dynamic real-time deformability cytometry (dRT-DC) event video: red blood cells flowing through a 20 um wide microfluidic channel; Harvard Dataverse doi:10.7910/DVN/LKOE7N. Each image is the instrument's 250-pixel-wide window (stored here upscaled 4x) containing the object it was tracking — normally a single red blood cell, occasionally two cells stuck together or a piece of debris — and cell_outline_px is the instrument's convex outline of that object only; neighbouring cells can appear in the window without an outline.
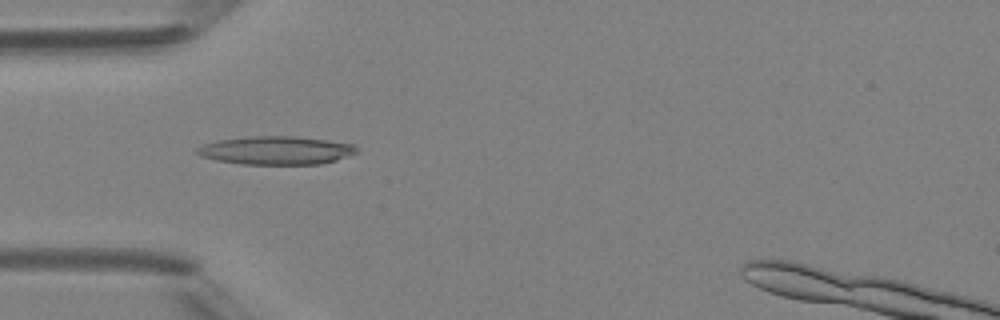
{"species": "Egyptian fruit bat (a non-hibernating species)", "species_latin": "Rousettus aegyptiacus", "temperature_condition": "room temperature", "stored_images_in_passage": 3, "camera_frame_rate_fps": 3000, "um_per_image_px": 0.085, "animal": {"sex": "female"}, "frame": {"image": 1, "passage_image": 1, "time_ms": 0.0, "image_size_px": [1000, 320], "cell_outline_px": [[360, 152], [336, 160], [320, 164], [244, 164], [216, 160], [200, 156], [196, 152], [196, 148], [204, 144], [220, 140], [252, 136], [296, 136], [352, 144]], "centroid_in_image_um": [23.47, 12.78], "position_along_channel_um": 61.5, "area_um2": 26.13}}
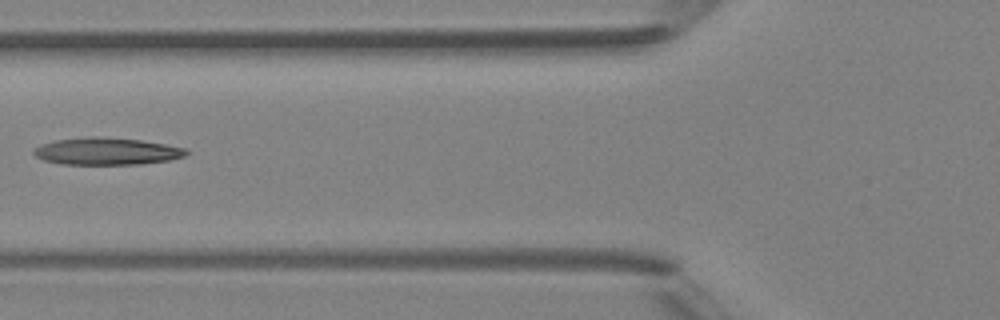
{"frame": {"image": 2, "passage_image": 2, "time_ms": 1.333, "image_size_px": [1000, 320], "cell_outline_px": [[188, 152], [184, 156], [168, 160], [140, 164], [60, 164], [44, 160], [36, 156], [32, 152], [40, 144], [52, 140], [88, 136], [96, 136], [140, 140], [188, 148]], "centroid_in_image_um": [9.04, 12.85], "position_along_channel_um": 116.8, "area_um2": 24.16}}
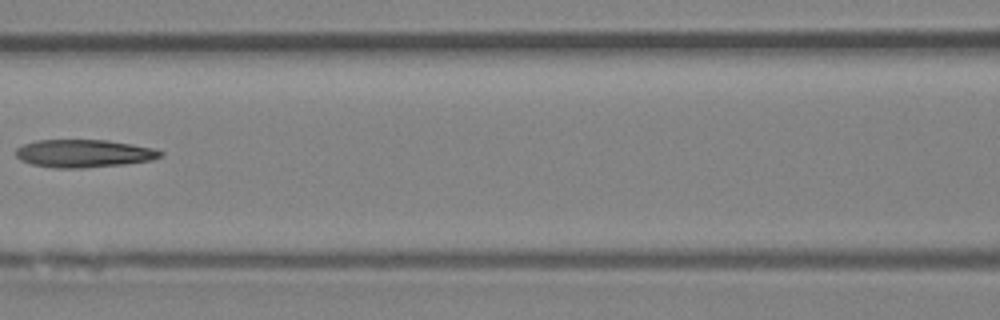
{"frame": {"image": 3, "passage_image": 3, "time_ms": 2.333, "image_size_px": [1000, 320], "cell_outline_px": [[164, 156], [152, 160], [124, 164], [84, 168], [52, 168], [32, 164], [20, 160], [16, 156], [16, 148], [24, 144], [36, 140], [108, 140], [156, 148], [164, 152]], "centroid_in_image_um": [7.16, 13.04], "position_along_channel_um": 159.4, "area_um2": 23.7}}